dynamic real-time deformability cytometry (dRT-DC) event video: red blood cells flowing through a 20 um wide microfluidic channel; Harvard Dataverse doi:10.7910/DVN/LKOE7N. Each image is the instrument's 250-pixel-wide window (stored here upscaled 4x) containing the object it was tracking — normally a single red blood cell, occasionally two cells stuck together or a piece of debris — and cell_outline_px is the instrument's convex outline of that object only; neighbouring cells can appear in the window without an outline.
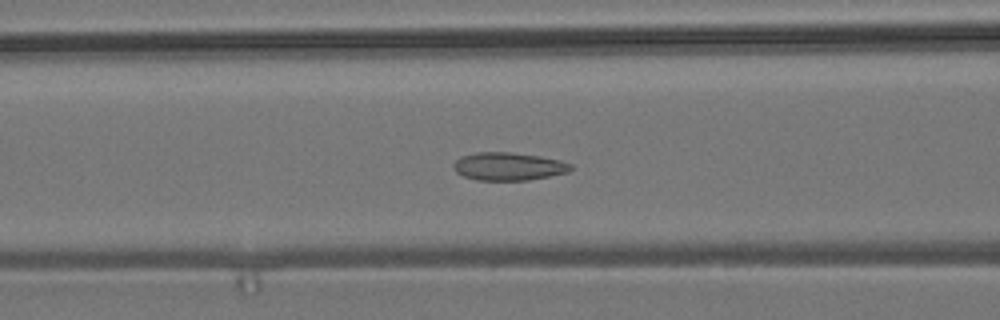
{"species": "common noctule bat (a hibernating species)", "species_latin": "Nyctalus noctula", "temperature_condition": "room temperature", "stored_images_in_passage": 56, "camera_frame_rate_fps": 3000, "um_per_image_px": 0.085, "animal": {"sex": "male", "body_mass_g": 19.2, "forearm_length_mm": 51.8}, "frame": {"image": 1, "passage_image": 23, "time_ms": 7.333, "image_size_px": [1000, 320], "cell_outline_px": [[572, 168], [568, 172], [528, 180], [476, 180], [464, 176], [456, 172], [452, 164], [460, 156], [476, 152], [512, 152], [540, 156], [560, 160], [572, 164]], "centroid_in_image_um": [43.2, 14.13], "position_along_channel_um": 123.4, "area_um2": 19.13}}
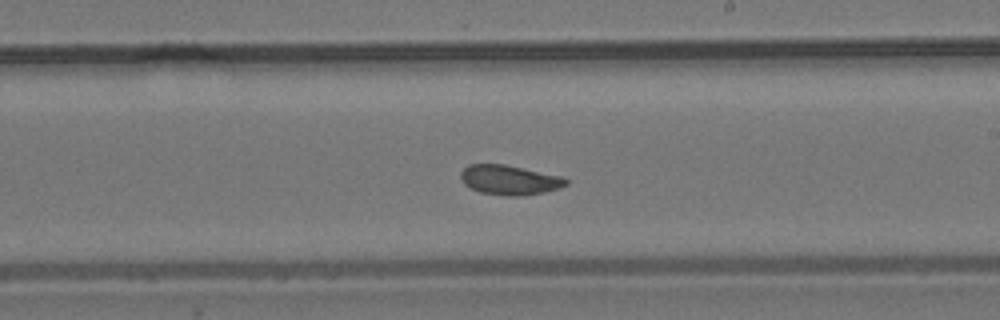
{"frame": {"image": 2, "passage_image": 33, "time_ms": 10.667, "image_size_px": [1000, 320], "cell_outline_px": [[568, 184], [560, 188], [544, 192], [524, 196], [508, 196], [480, 192], [464, 184], [460, 176], [460, 172], [468, 164], [504, 164], [564, 176], [568, 180]], "centroid_in_image_um": [43.34, 15.29], "position_along_channel_um": 245.7, "area_um2": 18.38}}
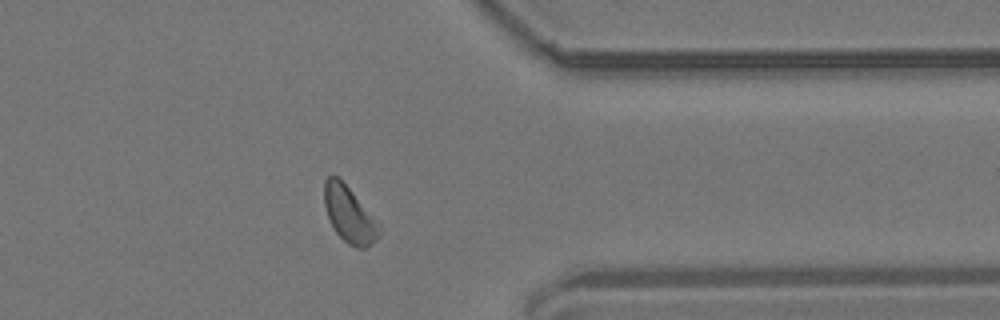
{"frame": {"image": 3, "passage_image": 45, "time_ms": 14.667, "image_size_px": [1000, 320], "cell_outline_px": [[380, 236], [372, 244], [364, 248], [356, 248], [348, 244], [336, 232], [328, 216], [324, 204], [324, 180], [328, 176], [336, 176], [348, 188], [380, 224]], "centroid_in_image_um": [29.7, 18.27], "position_along_channel_um": 381.7, "area_um2": 17.57}, "authors_computed_cell_mechanics": {"area_um2": 18.7272, "velocity_mm_per_s": 3.6704, "shape_relaxation_time_tau1_ms": 8.4862, "shape_relaxation_time_tau2_ms": 2.1438, "deformation_change_tau1": 0.156, "deformation_change_tau2": 0.055}}